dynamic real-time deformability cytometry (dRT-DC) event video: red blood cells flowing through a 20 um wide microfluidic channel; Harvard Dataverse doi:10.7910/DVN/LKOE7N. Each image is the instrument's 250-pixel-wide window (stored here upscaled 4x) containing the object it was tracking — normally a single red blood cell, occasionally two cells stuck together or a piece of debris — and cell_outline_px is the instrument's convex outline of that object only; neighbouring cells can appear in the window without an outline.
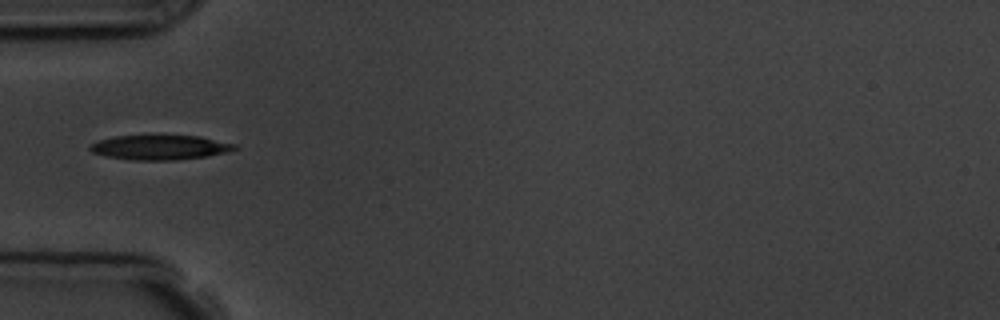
{"species": "common noctule bat (a hibernating species)", "species_latin": "Nyctalus noctula", "temperature_condition": "room temperature", "stored_images_in_passage": 4, "camera_frame_rate_fps": 3000, "um_per_image_px": 0.085, "animal": {"sex": "male", "body_mass_g": 19.5, "forearm_length_mm": 54.6}, "frame": {"image": 1, "passage_image": 4, "time_ms": 4.333, "image_size_px": [1000, 320], "cell_outline_px": [[240, 148], [228, 152], [208, 156], [176, 160], [136, 160], [108, 156], [92, 152], [88, 148], [92, 144], [100, 140], [116, 136], [200, 136], [236, 144]], "centroid_in_image_um": [13.68, 12.53], "position_along_channel_um": 71.3, "area_um2": 20.58}}